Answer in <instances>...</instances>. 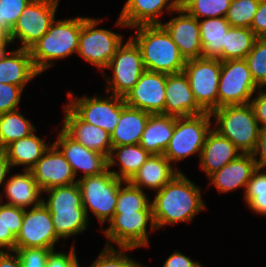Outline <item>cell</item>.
Segmentation results:
<instances>
[{
	"instance_id": "obj_20",
	"label": "cell",
	"mask_w": 266,
	"mask_h": 267,
	"mask_svg": "<svg viewBox=\"0 0 266 267\" xmlns=\"http://www.w3.org/2000/svg\"><path fill=\"white\" fill-rule=\"evenodd\" d=\"M62 129L86 148L110 156L112 150L111 134L101 127L82 121L67 105L64 106Z\"/></svg>"
},
{
	"instance_id": "obj_52",
	"label": "cell",
	"mask_w": 266,
	"mask_h": 267,
	"mask_svg": "<svg viewBox=\"0 0 266 267\" xmlns=\"http://www.w3.org/2000/svg\"><path fill=\"white\" fill-rule=\"evenodd\" d=\"M0 267H21L16 251H0Z\"/></svg>"
},
{
	"instance_id": "obj_50",
	"label": "cell",
	"mask_w": 266,
	"mask_h": 267,
	"mask_svg": "<svg viewBox=\"0 0 266 267\" xmlns=\"http://www.w3.org/2000/svg\"><path fill=\"white\" fill-rule=\"evenodd\" d=\"M162 267H203L200 262L191 260V258L182 254L179 251H175L164 262Z\"/></svg>"
},
{
	"instance_id": "obj_29",
	"label": "cell",
	"mask_w": 266,
	"mask_h": 267,
	"mask_svg": "<svg viewBox=\"0 0 266 267\" xmlns=\"http://www.w3.org/2000/svg\"><path fill=\"white\" fill-rule=\"evenodd\" d=\"M150 155L140 144L112 147L108 157V168L119 164V172L111 169L110 171L116 178L124 182L130 181Z\"/></svg>"
},
{
	"instance_id": "obj_37",
	"label": "cell",
	"mask_w": 266,
	"mask_h": 267,
	"mask_svg": "<svg viewBox=\"0 0 266 267\" xmlns=\"http://www.w3.org/2000/svg\"><path fill=\"white\" fill-rule=\"evenodd\" d=\"M243 199L250 210L259 215H266V171L262 168L253 171Z\"/></svg>"
},
{
	"instance_id": "obj_24",
	"label": "cell",
	"mask_w": 266,
	"mask_h": 267,
	"mask_svg": "<svg viewBox=\"0 0 266 267\" xmlns=\"http://www.w3.org/2000/svg\"><path fill=\"white\" fill-rule=\"evenodd\" d=\"M255 169L253 155L241 154L208 178L210 184H213L220 193H228L243 187L245 193L248 181Z\"/></svg>"
},
{
	"instance_id": "obj_21",
	"label": "cell",
	"mask_w": 266,
	"mask_h": 267,
	"mask_svg": "<svg viewBox=\"0 0 266 267\" xmlns=\"http://www.w3.org/2000/svg\"><path fill=\"white\" fill-rule=\"evenodd\" d=\"M165 94L164 115L183 117L205 113L196 102L183 71L167 75Z\"/></svg>"
},
{
	"instance_id": "obj_51",
	"label": "cell",
	"mask_w": 266,
	"mask_h": 267,
	"mask_svg": "<svg viewBox=\"0 0 266 267\" xmlns=\"http://www.w3.org/2000/svg\"><path fill=\"white\" fill-rule=\"evenodd\" d=\"M252 155L256 168H266V129H260L257 145Z\"/></svg>"
},
{
	"instance_id": "obj_27",
	"label": "cell",
	"mask_w": 266,
	"mask_h": 267,
	"mask_svg": "<svg viewBox=\"0 0 266 267\" xmlns=\"http://www.w3.org/2000/svg\"><path fill=\"white\" fill-rule=\"evenodd\" d=\"M150 113L122 104L118 125L111 133L112 147L139 144Z\"/></svg>"
},
{
	"instance_id": "obj_18",
	"label": "cell",
	"mask_w": 266,
	"mask_h": 267,
	"mask_svg": "<svg viewBox=\"0 0 266 267\" xmlns=\"http://www.w3.org/2000/svg\"><path fill=\"white\" fill-rule=\"evenodd\" d=\"M178 16L161 25L167 30L173 42L178 46L185 60L202 57L199 20L179 6Z\"/></svg>"
},
{
	"instance_id": "obj_1",
	"label": "cell",
	"mask_w": 266,
	"mask_h": 267,
	"mask_svg": "<svg viewBox=\"0 0 266 267\" xmlns=\"http://www.w3.org/2000/svg\"><path fill=\"white\" fill-rule=\"evenodd\" d=\"M151 204L156 230L168 224L190 223L196 214L206 209L201 189L181 171L156 191Z\"/></svg>"
},
{
	"instance_id": "obj_4",
	"label": "cell",
	"mask_w": 266,
	"mask_h": 267,
	"mask_svg": "<svg viewBox=\"0 0 266 267\" xmlns=\"http://www.w3.org/2000/svg\"><path fill=\"white\" fill-rule=\"evenodd\" d=\"M213 128L228 138L242 154H252L256 148L260 127L250 103L223 106L211 112Z\"/></svg>"
},
{
	"instance_id": "obj_7",
	"label": "cell",
	"mask_w": 266,
	"mask_h": 267,
	"mask_svg": "<svg viewBox=\"0 0 266 267\" xmlns=\"http://www.w3.org/2000/svg\"><path fill=\"white\" fill-rule=\"evenodd\" d=\"M101 21L82 17L77 54L103 71L123 43V37L111 30L98 28Z\"/></svg>"
},
{
	"instance_id": "obj_48",
	"label": "cell",
	"mask_w": 266,
	"mask_h": 267,
	"mask_svg": "<svg viewBox=\"0 0 266 267\" xmlns=\"http://www.w3.org/2000/svg\"><path fill=\"white\" fill-rule=\"evenodd\" d=\"M250 105L254 110L260 129H266V90L264 88L259 90L258 95L252 97Z\"/></svg>"
},
{
	"instance_id": "obj_46",
	"label": "cell",
	"mask_w": 266,
	"mask_h": 267,
	"mask_svg": "<svg viewBox=\"0 0 266 267\" xmlns=\"http://www.w3.org/2000/svg\"><path fill=\"white\" fill-rule=\"evenodd\" d=\"M24 211V208L5 204L6 229H9L15 237L20 233L24 219Z\"/></svg>"
},
{
	"instance_id": "obj_32",
	"label": "cell",
	"mask_w": 266,
	"mask_h": 267,
	"mask_svg": "<svg viewBox=\"0 0 266 267\" xmlns=\"http://www.w3.org/2000/svg\"><path fill=\"white\" fill-rule=\"evenodd\" d=\"M36 131L33 123L17 110L0 114V149Z\"/></svg>"
},
{
	"instance_id": "obj_9",
	"label": "cell",
	"mask_w": 266,
	"mask_h": 267,
	"mask_svg": "<svg viewBox=\"0 0 266 267\" xmlns=\"http://www.w3.org/2000/svg\"><path fill=\"white\" fill-rule=\"evenodd\" d=\"M108 223L109 227L103 230L107 246H112L113 243L118 247H145L149 245L148 224H150V230H156L152 210L115 212Z\"/></svg>"
},
{
	"instance_id": "obj_22",
	"label": "cell",
	"mask_w": 266,
	"mask_h": 267,
	"mask_svg": "<svg viewBox=\"0 0 266 267\" xmlns=\"http://www.w3.org/2000/svg\"><path fill=\"white\" fill-rule=\"evenodd\" d=\"M241 151L213 128L206 136L200 155V168L209 177L241 155Z\"/></svg>"
},
{
	"instance_id": "obj_2",
	"label": "cell",
	"mask_w": 266,
	"mask_h": 267,
	"mask_svg": "<svg viewBox=\"0 0 266 267\" xmlns=\"http://www.w3.org/2000/svg\"><path fill=\"white\" fill-rule=\"evenodd\" d=\"M133 28L137 30L131 38L141 50L147 71L168 75L184 70L186 60L161 24L140 25Z\"/></svg>"
},
{
	"instance_id": "obj_39",
	"label": "cell",
	"mask_w": 266,
	"mask_h": 267,
	"mask_svg": "<svg viewBox=\"0 0 266 267\" xmlns=\"http://www.w3.org/2000/svg\"><path fill=\"white\" fill-rule=\"evenodd\" d=\"M260 0H232L225 16L230 26L251 28Z\"/></svg>"
},
{
	"instance_id": "obj_8",
	"label": "cell",
	"mask_w": 266,
	"mask_h": 267,
	"mask_svg": "<svg viewBox=\"0 0 266 267\" xmlns=\"http://www.w3.org/2000/svg\"><path fill=\"white\" fill-rule=\"evenodd\" d=\"M222 61L218 58L200 57L186 60L183 72L198 105L211 113L218 109V87Z\"/></svg>"
},
{
	"instance_id": "obj_25",
	"label": "cell",
	"mask_w": 266,
	"mask_h": 267,
	"mask_svg": "<svg viewBox=\"0 0 266 267\" xmlns=\"http://www.w3.org/2000/svg\"><path fill=\"white\" fill-rule=\"evenodd\" d=\"M179 172L163 154H151L129 182L140 189L158 191Z\"/></svg>"
},
{
	"instance_id": "obj_45",
	"label": "cell",
	"mask_w": 266,
	"mask_h": 267,
	"mask_svg": "<svg viewBox=\"0 0 266 267\" xmlns=\"http://www.w3.org/2000/svg\"><path fill=\"white\" fill-rule=\"evenodd\" d=\"M75 252V247L72 245L69 253L56 252L54 249L50 252L45 267H80Z\"/></svg>"
},
{
	"instance_id": "obj_44",
	"label": "cell",
	"mask_w": 266,
	"mask_h": 267,
	"mask_svg": "<svg viewBox=\"0 0 266 267\" xmlns=\"http://www.w3.org/2000/svg\"><path fill=\"white\" fill-rule=\"evenodd\" d=\"M22 92L20 86L0 83V114L17 110Z\"/></svg>"
},
{
	"instance_id": "obj_14",
	"label": "cell",
	"mask_w": 266,
	"mask_h": 267,
	"mask_svg": "<svg viewBox=\"0 0 266 267\" xmlns=\"http://www.w3.org/2000/svg\"><path fill=\"white\" fill-rule=\"evenodd\" d=\"M58 241L51 214L43 203L25 209L23 224L16 237L15 248L54 249Z\"/></svg>"
},
{
	"instance_id": "obj_49",
	"label": "cell",
	"mask_w": 266,
	"mask_h": 267,
	"mask_svg": "<svg viewBox=\"0 0 266 267\" xmlns=\"http://www.w3.org/2000/svg\"><path fill=\"white\" fill-rule=\"evenodd\" d=\"M257 37H266V0H260L250 28Z\"/></svg>"
},
{
	"instance_id": "obj_38",
	"label": "cell",
	"mask_w": 266,
	"mask_h": 267,
	"mask_svg": "<svg viewBox=\"0 0 266 267\" xmlns=\"http://www.w3.org/2000/svg\"><path fill=\"white\" fill-rule=\"evenodd\" d=\"M232 0H186L181 7L198 20L225 17Z\"/></svg>"
},
{
	"instance_id": "obj_19",
	"label": "cell",
	"mask_w": 266,
	"mask_h": 267,
	"mask_svg": "<svg viewBox=\"0 0 266 267\" xmlns=\"http://www.w3.org/2000/svg\"><path fill=\"white\" fill-rule=\"evenodd\" d=\"M179 6L177 0H127L115 25L133 29L140 25L161 24L159 17L163 11L172 13Z\"/></svg>"
},
{
	"instance_id": "obj_11",
	"label": "cell",
	"mask_w": 266,
	"mask_h": 267,
	"mask_svg": "<svg viewBox=\"0 0 266 267\" xmlns=\"http://www.w3.org/2000/svg\"><path fill=\"white\" fill-rule=\"evenodd\" d=\"M261 87L254 81L244 59L222 61L218 87V108L250 103Z\"/></svg>"
},
{
	"instance_id": "obj_5",
	"label": "cell",
	"mask_w": 266,
	"mask_h": 267,
	"mask_svg": "<svg viewBox=\"0 0 266 267\" xmlns=\"http://www.w3.org/2000/svg\"><path fill=\"white\" fill-rule=\"evenodd\" d=\"M77 183L87 217L90 209L101 225L109 222L114 216L118 191L124 181L116 178L108 168L99 175L80 176Z\"/></svg>"
},
{
	"instance_id": "obj_17",
	"label": "cell",
	"mask_w": 266,
	"mask_h": 267,
	"mask_svg": "<svg viewBox=\"0 0 266 267\" xmlns=\"http://www.w3.org/2000/svg\"><path fill=\"white\" fill-rule=\"evenodd\" d=\"M71 165L75 177L78 170L83 177L99 175L108 169V158L96 151L90 150L71 138L62 128L53 143Z\"/></svg>"
},
{
	"instance_id": "obj_30",
	"label": "cell",
	"mask_w": 266,
	"mask_h": 267,
	"mask_svg": "<svg viewBox=\"0 0 266 267\" xmlns=\"http://www.w3.org/2000/svg\"><path fill=\"white\" fill-rule=\"evenodd\" d=\"M49 147L50 145L34 132L11 142L4 151L11 168L24 165V170H31Z\"/></svg>"
},
{
	"instance_id": "obj_40",
	"label": "cell",
	"mask_w": 266,
	"mask_h": 267,
	"mask_svg": "<svg viewBox=\"0 0 266 267\" xmlns=\"http://www.w3.org/2000/svg\"><path fill=\"white\" fill-rule=\"evenodd\" d=\"M254 81L266 87V37H257L253 49L244 58Z\"/></svg>"
},
{
	"instance_id": "obj_35",
	"label": "cell",
	"mask_w": 266,
	"mask_h": 267,
	"mask_svg": "<svg viewBox=\"0 0 266 267\" xmlns=\"http://www.w3.org/2000/svg\"><path fill=\"white\" fill-rule=\"evenodd\" d=\"M48 200L43 197L42 203L49 211H75L84 208L78 183L67 186L54 187L45 190Z\"/></svg>"
},
{
	"instance_id": "obj_13",
	"label": "cell",
	"mask_w": 266,
	"mask_h": 267,
	"mask_svg": "<svg viewBox=\"0 0 266 267\" xmlns=\"http://www.w3.org/2000/svg\"><path fill=\"white\" fill-rule=\"evenodd\" d=\"M70 102L66 104L82 121L101 127L109 134L118 125L122 112L124 97L110 94L107 97H74L73 92H68Z\"/></svg>"
},
{
	"instance_id": "obj_36",
	"label": "cell",
	"mask_w": 266,
	"mask_h": 267,
	"mask_svg": "<svg viewBox=\"0 0 266 267\" xmlns=\"http://www.w3.org/2000/svg\"><path fill=\"white\" fill-rule=\"evenodd\" d=\"M120 185L115 212H135L140 210H152L151 199L147 194L129 181Z\"/></svg>"
},
{
	"instance_id": "obj_33",
	"label": "cell",
	"mask_w": 266,
	"mask_h": 267,
	"mask_svg": "<svg viewBox=\"0 0 266 267\" xmlns=\"http://www.w3.org/2000/svg\"><path fill=\"white\" fill-rule=\"evenodd\" d=\"M257 36L250 28L231 26L226 34L222 61L244 59L253 49Z\"/></svg>"
},
{
	"instance_id": "obj_15",
	"label": "cell",
	"mask_w": 266,
	"mask_h": 267,
	"mask_svg": "<svg viewBox=\"0 0 266 267\" xmlns=\"http://www.w3.org/2000/svg\"><path fill=\"white\" fill-rule=\"evenodd\" d=\"M167 74L145 70L124 97L127 106L150 114H164Z\"/></svg>"
},
{
	"instance_id": "obj_53",
	"label": "cell",
	"mask_w": 266,
	"mask_h": 267,
	"mask_svg": "<svg viewBox=\"0 0 266 267\" xmlns=\"http://www.w3.org/2000/svg\"><path fill=\"white\" fill-rule=\"evenodd\" d=\"M10 169L12 168L10 162L7 159L4 149H0V187H2V185L6 182V177ZM2 197L3 194L2 196H0V201H3Z\"/></svg>"
},
{
	"instance_id": "obj_55",
	"label": "cell",
	"mask_w": 266,
	"mask_h": 267,
	"mask_svg": "<svg viewBox=\"0 0 266 267\" xmlns=\"http://www.w3.org/2000/svg\"><path fill=\"white\" fill-rule=\"evenodd\" d=\"M186 0H177V2L179 3V5L181 6Z\"/></svg>"
},
{
	"instance_id": "obj_12",
	"label": "cell",
	"mask_w": 266,
	"mask_h": 267,
	"mask_svg": "<svg viewBox=\"0 0 266 267\" xmlns=\"http://www.w3.org/2000/svg\"><path fill=\"white\" fill-rule=\"evenodd\" d=\"M59 0H31L22 11L10 37L21 42L18 48L30 49L50 28L56 19Z\"/></svg>"
},
{
	"instance_id": "obj_34",
	"label": "cell",
	"mask_w": 266,
	"mask_h": 267,
	"mask_svg": "<svg viewBox=\"0 0 266 267\" xmlns=\"http://www.w3.org/2000/svg\"><path fill=\"white\" fill-rule=\"evenodd\" d=\"M54 229L59 239H68L86 230L89 224L84 208H75V211H49Z\"/></svg>"
},
{
	"instance_id": "obj_23",
	"label": "cell",
	"mask_w": 266,
	"mask_h": 267,
	"mask_svg": "<svg viewBox=\"0 0 266 267\" xmlns=\"http://www.w3.org/2000/svg\"><path fill=\"white\" fill-rule=\"evenodd\" d=\"M39 73L34 68L29 49L0 52V83L24 87Z\"/></svg>"
},
{
	"instance_id": "obj_3",
	"label": "cell",
	"mask_w": 266,
	"mask_h": 267,
	"mask_svg": "<svg viewBox=\"0 0 266 267\" xmlns=\"http://www.w3.org/2000/svg\"><path fill=\"white\" fill-rule=\"evenodd\" d=\"M81 27L82 17L51 23L48 31L29 49L34 68L39 74L55 64L53 60L77 53Z\"/></svg>"
},
{
	"instance_id": "obj_42",
	"label": "cell",
	"mask_w": 266,
	"mask_h": 267,
	"mask_svg": "<svg viewBox=\"0 0 266 267\" xmlns=\"http://www.w3.org/2000/svg\"><path fill=\"white\" fill-rule=\"evenodd\" d=\"M31 0H0V28L9 34Z\"/></svg>"
},
{
	"instance_id": "obj_16",
	"label": "cell",
	"mask_w": 266,
	"mask_h": 267,
	"mask_svg": "<svg viewBox=\"0 0 266 267\" xmlns=\"http://www.w3.org/2000/svg\"><path fill=\"white\" fill-rule=\"evenodd\" d=\"M37 186L45 190L67 186L77 182L71 165L61 151L52 143L31 169Z\"/></svg>"
},
{
	"instance_id": "obj_41",
	"label": "cell",
	"mask_w": 266,
	"mask_h": 267,
	"mask_svg": "<svg viewBox=\"0 0 266 267\" xmlns=\"http://www.w3.org/2000/svg\"><path fill=\"white\" fill-rule=\"evenodd\" d=\"M105 245L99 256L89 267H146L132 259L129 255L124 254L135 248L118 247ZM121 249V250H120Z\"/></svg>"
},
{
	"instance_id": "obj_10",
	"label": "cell",
	"mask_w": 266,
	"mask_h": 267,
	"mask_svg": "<svg viewBox=\"0 0 266 267\" xmlns=\"http://www.w3.org/2000/svg\"><path fill=\"white\" fill-rule=\"evenodd\" d=\"M106 69H110L113 76L107 77L108 87L105 86V90L109 94L125 97L146 70L141 50L131 37L120 45Z\"/></svg>"
},
{
	"instance_id": "obj_6",
	"label": "cell",
	"mask_w": 266,
	"mask_h": 267,
	"mask_svg": "<svg viewBox=\"0 0 266 267\" xmlns=\"http://www.w3.org/2000/svg\"><path fill=\"white\" fill-rule=\"evenodd\" d=\"M211 113L175 117V129L163 155L171 162L197 154L200 157L207 134L213 128Z\"/></svg>"
},
{
	"instance_id": "obj_28",
	"label": "cell",
	"mask_w": 266,
	"mask_h": 267,
	"mask_svg": "<svg viewBox=\"0 0 266 267\" xmlns=\"http://www.w3.org/2000/svg\"><path fill=\"white\" fill-rule=\"evenodd\" d=\"M175 129V116L150 114L140 145L150 154H163Z\"/></svg>"
},
{
	"instance_id": "obj_54",
	"label": "cell",
	"mask_w": 266,
	"mask_h": 267,
	"mask_svg": "<svg viewBox=\"0 0 266 267\" xmlns=\"http://www.w3.org/2000/svg\"><path fill=\"white\" fill-rule=\"evenodd\" d=\"M12 44L10 34L0 28V52H7L6 48Z\"/></svg>"
},
{
	"instance_id": "obj_31",
	"label": "cell",
	"mask_w": 266,
	"mask_h": 267,
	"mask_svg": "<svg viewBox=\"0 0 266 267\" xmlns=\"http://www.w3.org/2000/svg\"><path fill=\"white\" fill-rule=\"evenodd\" d=\"M202 57L218 58L222 61V50L226 34L231 27L225 17L199 20Z\"/></svg>"
},
{
	"instance_id": "obj_43",
	"label": "cell",
	"mask_w": 266,
	"mask_h": 267,
	"mask_svg": "<svg viewBox=\"0 0 266 267\" xmlns=\"http://www.w3.org/2000/svg\"><path fill=\"white\" fill-rule=\"evenodd\" d=\"M52 250L48 248H15L21 267H45Z\"/></svg>"
},
{
	"instance_id": "obj_47",
	"label": "cell",
	"mask_w": 266,
	"mask_h": 267,
	"mask_svg": "<svg viewBox=\"0 0 266 267\" xmlns=\"http://www.w3.org/2000/svg\"><path fill=\"white\" fill-rule=\"evenodd\" d=\"M0 201V251H15L16 237L13 233L6 229L5 223V203ZM3 248V250H2Z\"/></svg>"
},
{
	"instance_id": "obj_26",
	"label": "cell",
	"mask_w": 266,
	"mask_h": 267,
	"mask_svg": "<svg viewBox=\"0 0 266 267\" xmlns=\"http://www.w3.org/2000/svg\"><path fill=\"white\" fill-rule=\"evenodd\" d=\"M24 173H16L9 177L4 184L5 204L24 209L36 207L42 204V190L37 186L31 170H23ZM32 205V206H31Z\"/></svg>"
}]
</instances>
